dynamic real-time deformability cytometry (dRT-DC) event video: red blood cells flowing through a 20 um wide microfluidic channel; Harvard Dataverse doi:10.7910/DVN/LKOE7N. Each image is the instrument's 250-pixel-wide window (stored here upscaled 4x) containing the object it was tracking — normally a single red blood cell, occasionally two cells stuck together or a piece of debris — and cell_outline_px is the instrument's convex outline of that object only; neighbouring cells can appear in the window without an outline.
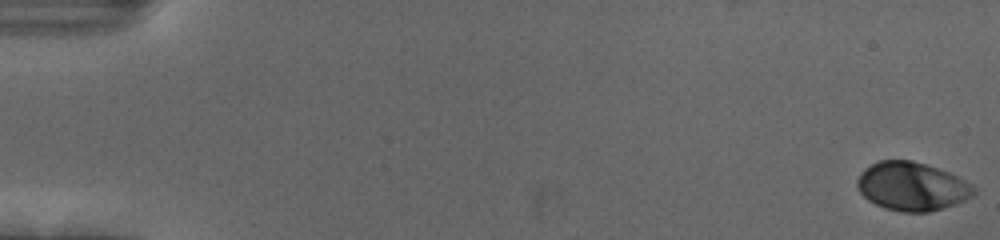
{"species": "human", "species_latin": "Homo sapiens", "temperature_condition": "cold", "stored_images_in_passage": 56, "camera_frame_rate_fps": 3000, "um_per_image_px": 0.085, "donor": {"sex": "female"}, "frame": {"image": 1, "passage_image": 1, "time_ms": 0.0, "image_size_px": [1000, 240], "cell_outline_px": [[976, 192], [972, 196], [956, 204], [928, 212], [900, 212], [884, 208], [868, 200], [856, 188], [856, 180], [860, 172], [864, 168], [880, 160], [912, 160], [948, 172], [972, 184], [976, 188]], "centroid_in_image_um": [77.49, 15.85], "position_along_channel_um": 7.5, "area_um2": 33.0}}
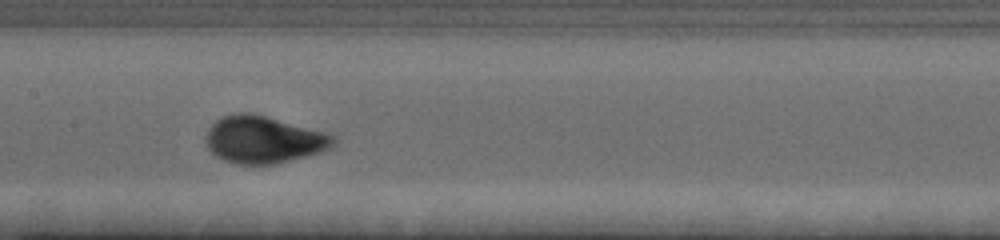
{"frame": {"image": 2, "passage_image": 29, "time_ms": 9.333, "image_size_px": [1000, 240], "cell_outline_px": [[336, 140], [328, 148], [320, 152], [276, 164], [232, 164], [216, 156], [208, 148], [204, 140], [204, 136], [208, 128], [216, 120], [224, 116], [236, 112], [248, 112], [264, 116], [324, 132], [336, 136]], "centroid_in_image_um": [22.33, 11.88], "position_along_channel_um": 185.1, "area_um2": 34.85}}
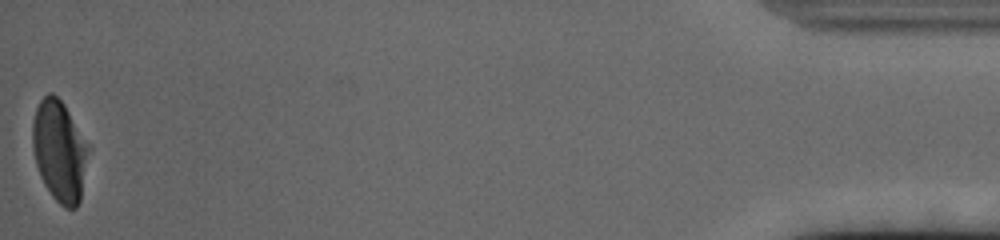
{"frame": {"image": 3, "passage_image": 56, "time_ms": 18.333, "image_size_px": [1000, 240], "cell_outline_px": [[92, 148], [80, 200], [76, 208], [64, 208], [52, 196], [44, 184], [40, 176], [36, 164], [32, 148], [32, 124], [36, 108], [40, 100], [48, 92], [52, 92], [64, 104]], "centroid_in_image_um": [5.09, 12.84], "position_along_channel_um": 430.1, "area_um2": 33.58}, "authors_computed_cell_mechanics": {"area_um2": 33.2639, "velocity_mm_per_s": 3.6875, "shape_relaxation_time_tau1_ms": 2.8677, "shape_relaxation_time_tau2_ms": null, "deformation_change_tau1": 0.1488, "deformation_change_tau2": null}}